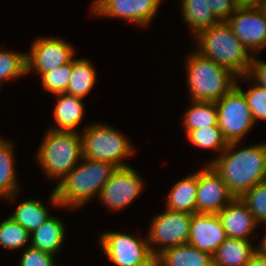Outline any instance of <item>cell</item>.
<instances>
[{"label":"cell","mask_w":266,"mask_h":266,"mask_svg":"<svg viewBox=\"0 0 266 266\" xmlns=\"http://www.w3.org/2000/svg\"><path fill=\"white\" fill-rule=\"evenodd\" d=\"M237 144L228 143L221 156L209 164L221 176L230 193L241 198L248 190L266 181V143L233 151Z\"/></svg>","instance_id":"cell-1"},{"label":"cell","mask_w":266,"mask_h":266,"mask_svg":"<svg viewBox=\"0 0 266 266\" xmlns=\"http://www.w3.org/2000/svg\"><path fill=\"white\" fill-rule=\"evenodd\" d=\"M82 160L85 163H78L51 193L50 202L53 205L70 209L81 207L93 196L100 195L103 186L117 168L107 161L85 157Z\"/></svg>","instance_id":"cell-2"},{"label":"cell","mask_w":266,"mask_h":266,"mask_svg":"<svg viewBox=\"0 0 266 266\" xmlns=\"http://www.w3.org/2000/svg\"><path fill=\"white\" fill-rule=\"evenodd\" d=\"M194 38L198 40L200 49L196 51L201 56L215 61L238 77L246 75L252 55L248 54L250 52L226 21L199 32Z\"/></svg>","instance_id":"cell-3"},{"label":"cell","mask_w":266,"mask_h":266,"mask_svg":"<svg viewBox=\"0 0 266 266\" xmlns=\"http://www.w3.org/2000/svg\"><path fill=\"white\" fill-rule=\"evenodd\" d=\"M191 101L217 102L236 86V75L215 61L194 52L187 60Z\"/></svg>","instance_id":"cell-4"},{"label":"cell","mask_w":266,"mask_h":266,"mask_svg":"<svg viewBox=\"0 0 266 266\" xmlns=\"http://www.w3.org/2000/svg\"><path fill=\"white\" fill-rule=\"evenodd\" d=\"M37 152L45 174L61 181L83 157L81 134L48 130Z\"/></svg>","instance_id":"cell-5"},{"label":"cell","mask_w":266,"mask_h":266,"mask_svg":"<svg viewBox=\"0 0 266 266\" xmlns=\"http://www.w3.org/2000/svg\"><path fill=\"white\" fill-rule=\"evenodd\" d=\"M82 132L83 157L107 161L117 168L128 167L122 161L135 150L123 134L101 123L88 126Z\"/></svg>","instance_id":"cell-6"},{"label":"cell","mask_w":266,"mask_h":266,"mask_svg":"<svg viewBox=\"0 0 266 266\" xmlns=\"http://www.w3.org/2000/svg\"><path fill=\"white\" fill-rule=\"evenodd\" d=\"M218 125L227 143H238L255 123L243 93L235 86L215 102Z\"/></svg>","instance_id":"cell-7"},{"label":"cell","mask_w":266,"mask_h":266,"mask_svg":"<svg viewBox=\"0 0 266 266\" xmlns=\"http://www.w3.org/2000/svg\"><path fill=\"white\" fill-rule=\"evenodd\" d=\"M192 214L166 209L152 220L147 239L151 253H160L164 249L188 243ZM153 243V244H152ZM162 245L160 250L153 245Z\"/></svg>","instance_id":"cell-8"},{"label":"cell","mask_w":266,"mask_h":266,"mask_svg":"<svg viewBox=\"0 0 266 266\" xmlns=\"http://www.w3.org/2000/svg\"><path fill=\"white\" fill-rule=\"evenodd\" d=\"M100 245L108 259L116 266H139L152 253L147 239H137L120 232H106Z\"/></svg>","instance_id":"cell-9"},{"label":"cell","mask_w":266,"mask_h":266,"mask_svg":"<svg viewBox=\"0 0 266 266\" xmlns=\"http://www.w3.org/2000/svg\"><path fill=\"white\" fill-rule=\"evenodd\" d=\"M26 54L27 74L31 70L41 76L74 59V48L63 40L56 38H38Z\"/></svg>","instance_id":"cell-10"},{"label":"cell","mask_w":266,"mask_h":266,"mask_svg":"<svg viewBox=\"0 0 266 266\" xmlns=\"http://www.w3.org/2000/svg\"><path fill=\"white\" fill-rule=\"evenodd\" d=\"M143 186V180L130 166L116 168L99 197L110 209L120 210L139 196Z\"/></svg>","instance_id":"cell-11"},{"label":"cell","mask_w":266,"mask_h":266,"mask_svg":"<svg viewBox=\"0 0 266 266\" xmlns=\"http://www.w3.org/2000/svg\"><path fill=\"white\" fill-rule=\"evenodd\" d=\"M234 198L210 164L198 171L196 213L218 214Z\"/></svg>","instance_id":"cell-12"},{"label":"cell","mask_w":266,"mask_h":266,"mask_svg":"<svg viewBox=\"0 0 266 266\" xmlns=\"http://www.w3.org/2000/svg\"><path fill=\"white\" fill-rule=\"evenodd\" d=\"M226 22L250 53L266 46V20L258 8H236Z\"/></svg>","instance_id":"cell-13"},{"label":"cell","mask_w":266,"mask_h":266,"mask_svg":"<svg viewBox=\"0 0 266 266\" xmlns=\"http://www.w3.org/2000/svg\"><path fill=\"white\" fill-rule=\"evenodd\" d=\"M162 0H95L92 12L100 16L119 17L145 26L157 13Z\"/></svg>","instance_id":"cell-14"},{"label":"cell","mask_w":266,"mask_h":266,"mask_svg":"<svg viewBox=\"0 0 266 266\" xmlns=\"http://www.w3.org/2000/svg\"><path fill=\"white\" fill-rule=\"evenodd\" d=\"M226 239V231L217 214H192L188 244L213 255Z\"/></svg>","instance_id":"cell-15"},{"label":"cell","mask_w":266,"mask_h":266,"mask_svg":"<svg viewBox=\"0 0 266 266\" xmlns=\"http://www.w3.org/2000/svg\"><path fill=\"white\" fill-rule=\"evenodd\" d=\"M227 238L250 240L248 237L258 224L247 205L240 199L234 198L218 214Z\"/></svg>","instance_id":"cell-16"},{"label":"cell","mask_w":266,"mask_h":266,"mask_svg":"<svg viewBox=\"0 0 266 266\" xmlns=\"http://www.w3.org/2000/svg\"><path fill=\"white\" fill-rule=\"evenodd\" d=\"M258 249L249 240L227 238L212 255L213 266H248Z\"/></svg>","instance_id":"cell-17"},{"label":"cell","mask_w":266,"mask_h":266,"mask_svg":"<svg viewBox=\"0 0 266 266\" xmlns=\"http://www.w3.org/2000/svg\"><path fill=\"white\" fill-rule=\"evenodd\" d=\"M57 104L54 106V119L56 128L54 131L76 132L75 128L81 122L84 114V105L81 98L66 94H55Z\"/></svg>","instance_id":"cell-18"},{"label":"cell","mask_w":266,"mask_h":266,"mask_svg":"<svg viewBox=\"0 0 266 266\" xmlns=\"http://www.w3.org/2000/svg\"><path fill=\"white\" fill-rule=\"evenodd\" d=\"M198 172L178 181L167 197V208L171 211L196 213Z\"/></svg>","instance_id":"cell-19"},{"label":"cell","mask_w":266,"mask_h":266,"mask_svg":"<svg viewBox=\"0 0 266 266\" xmlns=\"http://www.w3.org/2000/svg\"><path fill=\"white\" fill-rule=\"evenodd\" d=\"M31 235L32 243L30 246L54 255L62 247L65 227L60 219L51 216L38 229L30 233Z\"/></svg>","instance_id":"cell-20"},{"label":"cell","mask_w":266,"mask_h":266,"mask_svg":"<svg viewBox=\"0 0 266 266\" xmlns=\"http://www.w3.org/2000/svg\"><path fill=\"white\" fill-rule=\"evenodd\" d=\"M159 254L165 266H213L210 253L200 251L188 243L164 249Z\"/></svg>","instance_id":"cell-21"},{"label":"cell","mask_w":266,"mask_h":266,"mask_svg":"<svg viewBox=\"0 0 266 266\" xmlns=\"http://www.w3.org/2000/svg\"><path fill=\"white\" fill-rule=\"evenodd\" d=\"M184 21L193 29L196 36L199 32L220 22L210 8L207 0H181Z\"/></svg>","instance_id":"cell-22"},{"label":"cell","mask_w":266,"mask_h":266,"mask_svg":"<svg viewBox=\"0 0 266 266\" xmlns=\"http://www.w3.org/2000/svg\"><path fill=\"white\" fill-rule=\"evenodd\" d=\"M96 73L90 61L73 59L71 80L65 93L83 99L94 87Z\"/></svg>","instance_id":"cell-23"},{"label":"cell","mask_w":266,"mask_h":266,"mask_svg":"<svg viewBox=\"0 0 266 266\" xmlns=\"http://www.w3.org/2000/svg\"><path fill=\"white\" fill-rule=\"evenodd\" d=\"M13 152V143L0 138V197L7 199H13L19 189Z\"/></svg>","instance_id":"cell-24"},{"label":"cell","mask_w":266,"mask_h":266,"mask_svg":"<svg viewBox=\"0 0 266 266\" xmlns=\"http://www.w3.org/2000/svg\"><path fill=\"white\" fill-rule=\"evenodd\" d=\"M49 213L46 206L41 202L26 200L17 206L15 212L10 217L29 233H32L51 217Z\"/></svg>","instance_id":"cell-25"},{"label":"cell","mask_w":266,"mask_h":266,"mask_svg":"<svg viewBox=\"0 0 266 266\" xmlns=\"http://www.w3.org/2000/svg\"><path fill=\"white\" fill-rule=\"evenodd\" d=\"M186 134L191 130L218 125L215 102L192 101L183 121Z\"/></svg>","instance_id":"cell-26"},{"label":"cell","mask_w":266,"mask_h":266,"mask_svg":"<svg viewBox=\"0 0 266 266\" xmlns=\"http://www.w3.org/2000/svg\"><path fill=\"white\" fill-rule=\"evenodd\" d=\"M187 138L194 146L212 149L213 151L220 150V152H223L228 144L222 135L219 125L191 130L187 133Z\"/></svg>","instance_id":"cell-27"},{"label":"cell","mask_w":266,"mask_h":266,"mask_svg":"<svg viewBox=\"0 0 266 266\" xmlns=\"http://www.w3.org/2000/svg\"><path fill=\"white\" fill-rule=\"evenodd\" d=\"M26 54L0 50V84L27 74Z\"/></svg>","instance_id":"cell-28"},{"label":"cell","mask_w":266,"mask_h":266,"mask_svg":"<svg viewBox=\"0 0 266 266\" xmlns=\"http://www.w3.org/2000/svg\"><path fill=\"white\" fill-rule=\"evenodd\" d=\"M30 237V233L11 217L0 223V245L7 249L21 248Z\"/></svg>","instance_id":"cell-29"},{"label":"cell","mask_w":266,"mask_h":266,"mask_svg":"<svg viewBox=\"0 0 266 266\" xmlns=\"http://www.w3.org/2000/svg\"><path fill=\"white\" fill-rule=\"evenodd\" d=\"M257 223L266 225V181L257 184L240 198Z\"/></svg>","instance_id":"cell-30"},{"label":"cell","mask_w":266,"mask_h":266,"mask_svg":"<svg viewBox=\"0 0 266 266\" xmlns=\"http://www.w3.org/2000/svg\"><path fill=\"white\" fill-rule=\"evenodd\" d=\"M72 61L57 67L49 72L44 73L42 77V85L44 89L52 94L65 93L68 83L71 80Z\"/></svg>","instance_id":"cell-31"},{"label":"cell","mask_w":266,"mask_h":266,"mask_svg":"<svg viewBox=\"0 0 266 266\" xmlns=\"http://www.w3.org/2000/svg\"><path fill=\"white\" fill-rule=\"evenodd\" d=\"M236 87L245 96L248 106L251 109L254 121L266 120V88L259 85H253L251 89L244 92L237 83Z\"/></svg>","instance_id":"cell-32"},{"label":"cell","mask_w":266,"mask_h":266,"mask_svg":"<svg viewBox=\"0 0 266 266\" xmlns=\"http://www.w3.org/2000/svg\"><path fill=\"white\" fill-rule=\"evenodd\" d=\"M19 266H56L54 255L29 246L22 253Z\"/></svg>","instance_id":"cell-33"},{"label":"cell","mask_w":266,"mask_h":266,"mask_svg":"<svg viewBox=\"0 0 266 266\" xmlns=\"http://www.w3.org/2000/svg\"><path fill=\"white\" fill-rule=\"evenodd\" d=\"M211 10L220 21H226L236 10V0H207Z\"/></svg>","instance_id":"cell-34"},{"label":"cell","mask_w":266,"mask_h":266,"mask_svg":"<svg viewBox=\"0 0 266 266\" xmlns=\"http://www.w3.org/2000/svg\"><path fill=\"white\" fill-rule=\"evenodd\" d=\"M247 78V80L257 81L255 84L266 88V62L252 58L246 75L240 76V78Z\"/></svg>","instance_id":"cell-35"},{"label":"cell","mask_w":266,"mask_h":266,"mask_svg":"<svg viewBox=\"0 0 266 266\" xmlns=\"http://www.w3.org/2000/svg\"><path fill=\"white\" fill-rule=\"evenodd\" d=\"M139 266H165L164 260L159 253H152Z\"/></svg>","instance_id":"cell-36"},{"label":"cell","mask_w":266,"mask_h":266,"mask_svg":"<svg viewBox=\"0 0 266 266\" xmlns=\"http://www.w3.org/2000/svg\"><path fill=\"white\" fill-rule=\"evenodd\" d=\"M248 266H266V254L258 249L252 256Z\"/></svg>","instance_id":"cell-37"},{"label":"cell","mask_w":266,"mask_h":266,"mask_svg":"<svg viewBox=\"0 0 266 266\" xmlns=\"http://www.w3.org/2000/svg\"><path fill=\"white\" fill-rule=\"evenodd\" d=\"M263 0H236L237 8H258Z\"/></svg>","instance_id":"cell-38"},{"label":"cell","mask_w":266,"mask_h":266,"mask_svg":"<svg viewBox=\"0 0 266 266\" xmlns=\"http://www.w3.org/2000/svg\"><path fill=\"white\" fill-rule=\"evenodd\" d=\"M258 9L260 10V12L262 13L263 17L266 20V0H263L259 6Z\"/></svg>","instance_id":"cell-39"},{"label":"cell","mask_w":266,"mask_h":266,"mask_svg":"<svg viewBox=\"0 0 266 266\" xmlns=\"http://www.w3.org/2000/svg\"><path fill=\"white\" fill-rule=\"evenodd\" d=\"M258 248H259L263 253L266 254V234H265L263 240H261V243H260V245L258 246Z\"/></svg>","instance_id":"cell-40"}]
</instances>
